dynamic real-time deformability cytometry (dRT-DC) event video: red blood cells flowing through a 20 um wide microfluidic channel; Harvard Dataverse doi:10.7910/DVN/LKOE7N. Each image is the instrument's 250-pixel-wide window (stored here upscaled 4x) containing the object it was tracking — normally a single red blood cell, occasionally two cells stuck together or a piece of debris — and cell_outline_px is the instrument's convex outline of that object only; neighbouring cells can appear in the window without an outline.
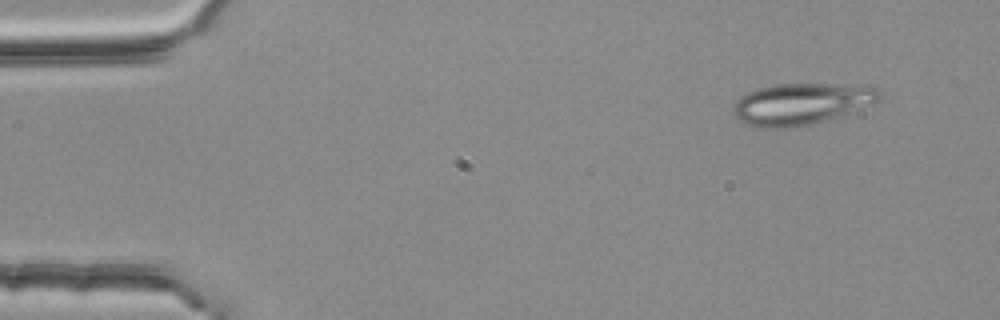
{"species": "common noctule bat (a hibernating species)", "species_latin": "Nyctalus noctula", "temperature_condition": "room temperature", "stored_images_in_passage": 3, "camera_frame_rate_fps": 3000, "um_per_image_px": 0.085, "animal": {"sex": "female", "body_mass_g": 25.1}, "frame": {"image": 1, "passage_image": 1, "time_ms": 0.0, "image_size_px": [1000, 320], "cell_outline_px": [[884, 96], [880, 100], [872, 104], [824, 120], [808, 124], [788, 128], [760, 128], [744, 124], [732, 112], [732, 108], [736, 100], [740, 96], [748, 92], [760, 88], [776, 84], [828, 84], [880, 88], [884, 92]], "centroid_in_image_um": [68.08, 8.83], "position_along_channel_um": 16.9, "area_um2": 35.08}}